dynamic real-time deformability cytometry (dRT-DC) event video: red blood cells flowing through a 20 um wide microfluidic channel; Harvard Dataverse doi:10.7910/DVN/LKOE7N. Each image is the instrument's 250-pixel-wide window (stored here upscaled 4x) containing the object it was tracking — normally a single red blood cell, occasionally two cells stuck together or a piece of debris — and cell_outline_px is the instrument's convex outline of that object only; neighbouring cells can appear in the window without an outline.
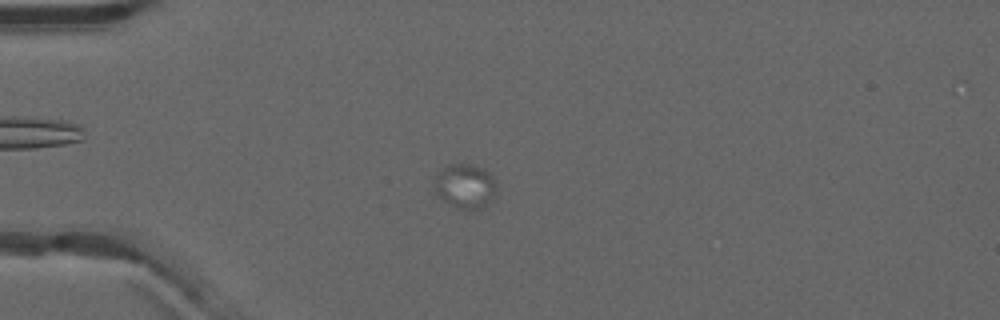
{"species": "common noctule bat (a hibernating species)", "species_latin": "Nyctalus noctula", "temperature_condition": "warm", "stored_images_in_passage": 32, "camera_frame_rate_fps": 3000, "um_per_image_px": 0.085, "animal": {"sex": "male", "forearm_length_mm": 52.5}, "frame": {"image": 1, "passage_image": 16, "time_ms": 5.0, "image_size_px": [1000, 320], "cell_outline_px": [[496, 188], [488, 204], [484, 208], [472, 212], [460, 208], [444, 200], [436, 192], [436, 176], [448, 164], [468, 164], [484, 168], [492, 176], [496, 184]], "centroid_in_image_um": [39.59, 15.84], "position_along_channel_um": 45.4, "area_um2": 15.84}}
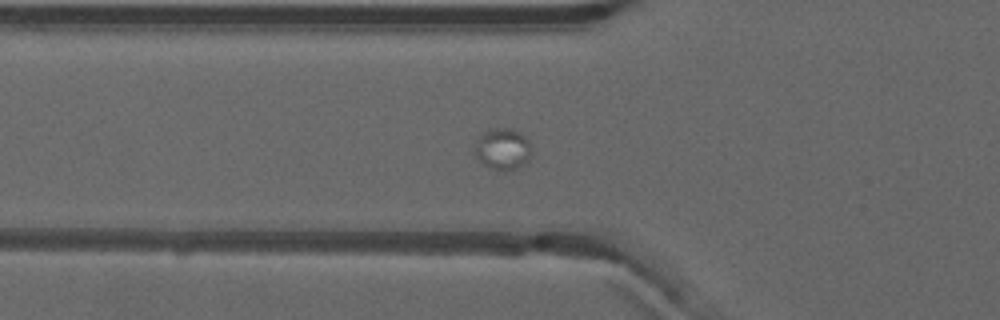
{"frame": {"image": 2, "passage_image": 21, "time_ms": 6.667, "image_size_px": [1000, 320], "cell_outline_px": [[528, 160], [524, 164], [516, 168], [504, 172], [492, 168], [484, 164], [476, 156], [476, 148], [480, 136], [484, 132], [496, 128], [508, 128], [524, 136], [528, 140]], "centroid_in_image_um": [42.72, 12.69], "position_along_channel_um": 83.1, "area_um2": 13.01}}
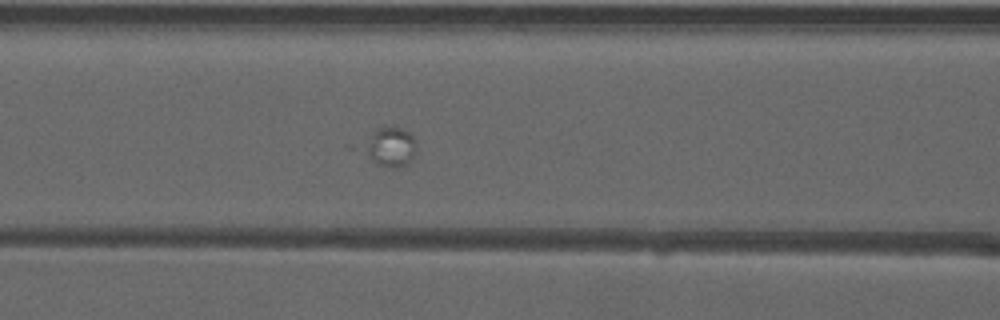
{"frame": {"image": 3, "passage_image": 25, "time_ms": 8.0, "image_size_px": [1000, 320], "cell_outline_px": [[416, 152], [412, 160], [396, 168], [392, 168], [376, 164], [360, 148], [380, 128], [400, 128], [408, 132], [416, 140]], "centroid_in_image_um": [33.21, 12.53], "position_along_channel_um": 133.4, "area_um2": 11.73}}